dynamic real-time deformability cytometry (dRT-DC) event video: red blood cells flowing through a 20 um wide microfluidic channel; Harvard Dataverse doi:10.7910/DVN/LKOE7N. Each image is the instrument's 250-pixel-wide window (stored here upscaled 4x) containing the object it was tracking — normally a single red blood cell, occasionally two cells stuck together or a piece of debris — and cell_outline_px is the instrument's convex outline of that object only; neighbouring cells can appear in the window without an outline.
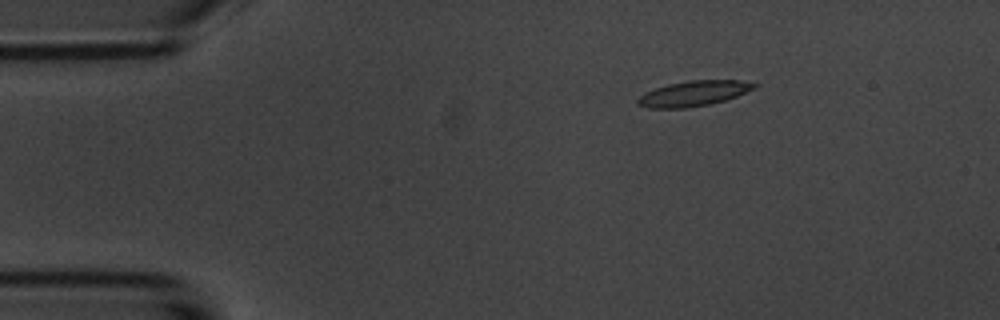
{"species": "common noctule bat (a hibernating species)", "species_latin": "Nyctalus noctula", "temperature_condition": "room temperature", "stored_images_in_passage": 5, "camera_frame_rate_fps": 3000, "um_per_image_px": 0.085, "animal": {"sex": "male", "body_mass_g": 20.1, "forearm_length_mm": 53.5}, "frame": {"image": 1, "passage_image": 2, "time_ms": 1.0, "image_size_px": [1000, 320], "cell_outline_px": [[760, 84], [756, 88], [736, 96], [724, 100], [708, 104], [688, 108], [648, 108], [636, 104], [636, 100], [644, 92], [668, 84], [688, 80], [740, 80]], "centroid_in_image_um": [58.95, 7.94], "position_along_channel_um": 26.1, "area_um2": 17.22}}